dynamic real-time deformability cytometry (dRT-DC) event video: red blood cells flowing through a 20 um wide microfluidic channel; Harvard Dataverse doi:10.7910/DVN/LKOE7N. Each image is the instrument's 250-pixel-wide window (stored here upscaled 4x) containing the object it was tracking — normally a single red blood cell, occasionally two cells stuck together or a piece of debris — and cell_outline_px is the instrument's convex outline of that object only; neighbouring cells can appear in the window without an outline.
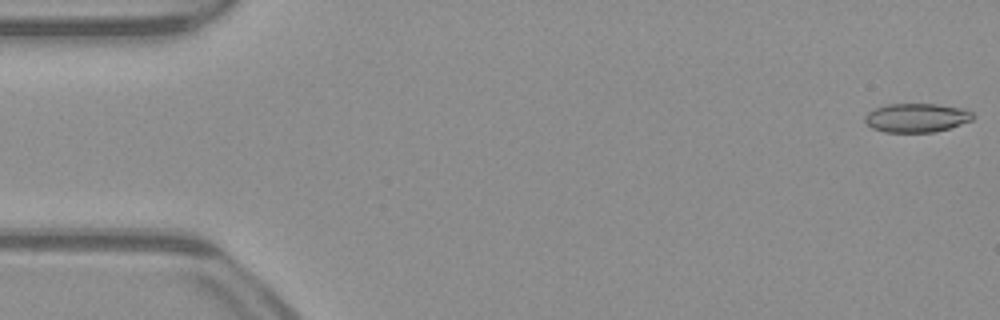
{"species": "common noctule bat (a hibernating species)", "species_latin": "Nyctalus noctula", "temperature_condition": "warm", "stored_images_in_passage": 52, "camera_frame_rate_fps": 3000, "um_per_image_px": 0.085, "animal": {"sex": "male", "body_mass_g": 23.1, "forearm_length_mm": 52.7}, "frame": {"image": 1, "passage_image": 1, "time_ms": 0.0, "image_size_px": [1000, 320], "cell_outline_px": [[972, 120], [936, 132], [884, 132], [872, 128], [864, 120], [864, 116], [868, 112], [876, 108], [888, 104], [936, 104], [964, 108], [972, 112]], "centroid_in_image_um": [77.89, 10.01], "position_along_channel_um": 7.1, "area_um2": 18.09}}
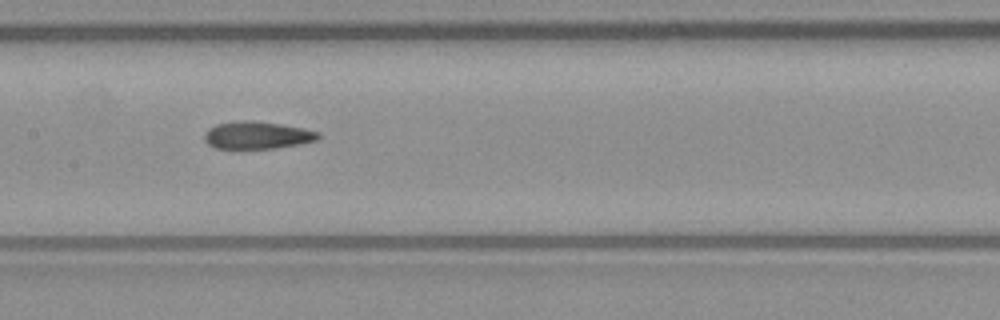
{"frame": {"image": 2, "passage_image": 25, "time_ms": 8.0, "image_size_px": [1000, 320], "cell_outline_px": [[320, 136], [316, 140], [300, 144], [276, 148], [216, 148], [208, 144], [204, 140], [204, 136], [208, 128], [216, 124], [240, 120], [252, 120], [280, 124], [304, 128], [320, 132]], "centroid_in_image_um": [21.86, 11.48], "position_along_channel_um": 185.5, "area_um2": 18.21}}
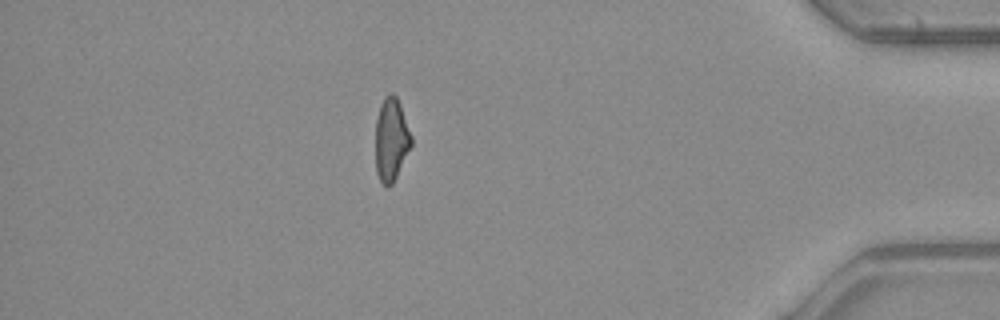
{"frame": {"image": 3, "passage_image": 45, "time_ms": 14.667, "image_size_px": [1000, 320], "cell_outline_px": [[412, 144], [392, 184], [388, 188], [380, 180], [376, 172], [376, 120], [380, 104], [384, 96], [388, 92], [392, 92], [396, 96], [400, 104], [412, 136]], "centroid_in_image_um": [33.25, 11.82], "position_along_channel_um": 402.0, "area_um2": 17.28}, "authors_computed_cell_mechanics": {"area_um2": 18.3515, "velocity_mm_per_s": 3.9811, "shape_relaxation_time_tau1_ms": null, "shape_relaxation_time_tau2_ms": 4.151, "deformation_change_tau1": null, "deformation_change_tau2": 0.1175}}